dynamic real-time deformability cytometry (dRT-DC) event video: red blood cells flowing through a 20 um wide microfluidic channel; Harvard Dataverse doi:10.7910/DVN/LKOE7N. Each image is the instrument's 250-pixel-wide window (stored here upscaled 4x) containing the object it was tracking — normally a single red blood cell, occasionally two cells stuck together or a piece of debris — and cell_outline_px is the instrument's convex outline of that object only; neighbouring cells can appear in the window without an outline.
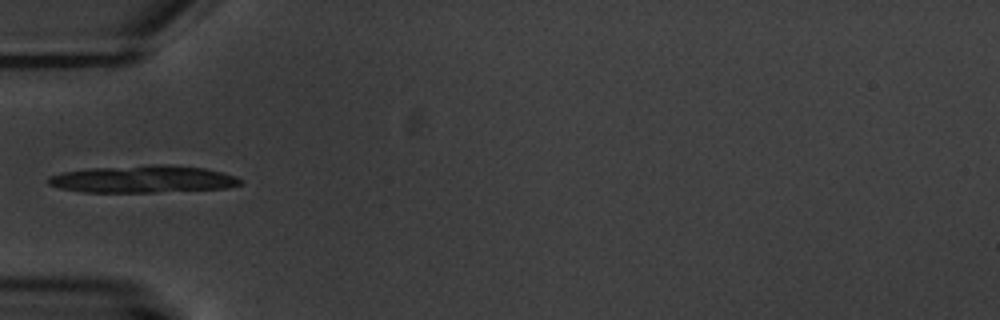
{"species": "common noctule bat (a hibernating species)", "species_latin": "Nyctalus noctula", "temperature_condition": "warm", "stored_images_in_passage": 2, "camera_frame_rate_fps": 3000, "um_per_image_px": 0.085, "animal": {"sex": "male", "body_mass_g": 20.1, "forearm_length_mm": 53.5}, "frame": {"image": 1, "passage_image": 1, "time_ms": 0.0, "image_size_px": [1000, 320], "cell_outline_px": [[244, 184], [228, 188], [152, 192], [84, 192], [60, 188], [48, 184], [48, 176], [64, 172], [88, 168], [148, 164], [164, 164], [204, 168], [224, 172], [236, 176], [244, 180]], "centroid_in_image_um": [12.21, 15.22], "position_along_channel_um": 72.8, "area_um2": 30.81}}